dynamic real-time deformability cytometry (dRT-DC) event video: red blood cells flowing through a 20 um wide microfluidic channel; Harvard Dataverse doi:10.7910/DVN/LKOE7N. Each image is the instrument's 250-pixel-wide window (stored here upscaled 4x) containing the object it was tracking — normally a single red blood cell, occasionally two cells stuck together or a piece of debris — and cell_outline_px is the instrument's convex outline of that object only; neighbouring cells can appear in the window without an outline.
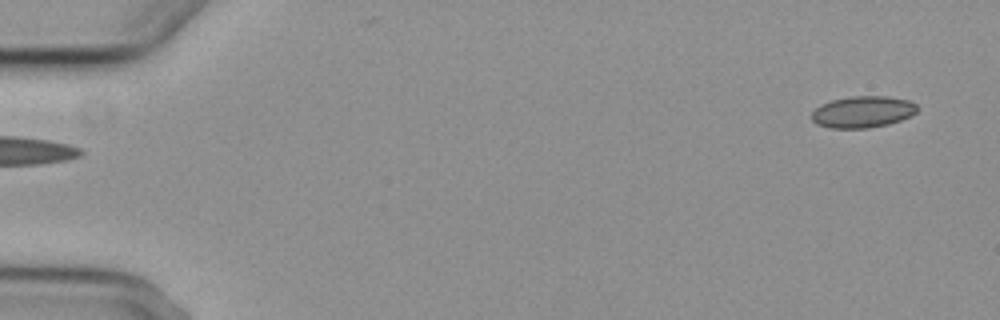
{"species": "common noctule bat (a hibernating species)", "species_latin": "Nyctalus noctula", "temperature_condition": "cold", "stored_images_in_passage": 6, "segment_of_instrument_passage": [1, 2], "camera_frame_rate_fps": 3000, "um_per_image_px": 0.085, "animal": {"sex": "female", "body_mass_g": 29.2, "forearm_length_mm": 56.3}, "frame": {"image": 1, "passage_image": 1, "time_ms": 0.0, "image_size_px": [1000, 320], "cell_outline_px": [[916, 112], [900, 120], [888, 124], [868, 128], [832, 128], [816, 124], [812, 120], [812, 112], [820, 104], [832, 100], [852, 96], [888, 96], [908, 100], [916, 104]], "centroid_in_image_um": [73.3, 9.5], "position_along_channel_um": 11.7, "area_um2": 19.31}}
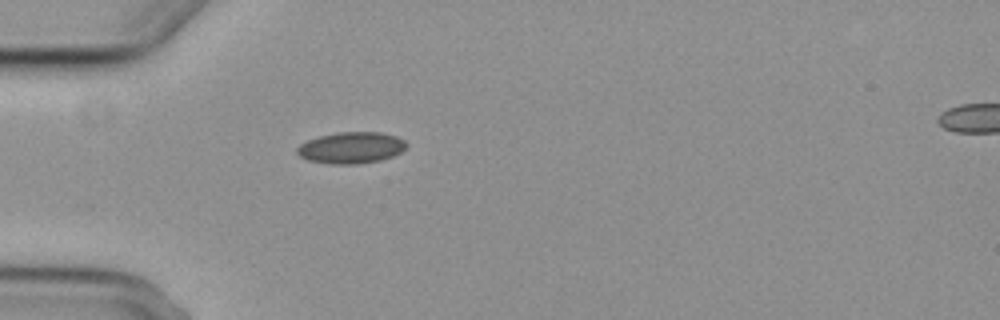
{"frame": {"image": 2, "passage_image": 5, "time_ms": 4.667, "image_size_px": [1000, 320], "cell_outline_px": [[408, 144], [400, 152], [392, 156], [380, 160], [356, 164], [332, 164], [308, 160], [300, 156], [296, 152], [296, 148], [300, 144], [308, 140], [320, 136], [336, 132], [380, 132], [396, 136], [404, 140]], "centroid_in_image_um": [29.84, 12.55], "position_along_channel_um": 55.2, "area_um2": 19.94}}